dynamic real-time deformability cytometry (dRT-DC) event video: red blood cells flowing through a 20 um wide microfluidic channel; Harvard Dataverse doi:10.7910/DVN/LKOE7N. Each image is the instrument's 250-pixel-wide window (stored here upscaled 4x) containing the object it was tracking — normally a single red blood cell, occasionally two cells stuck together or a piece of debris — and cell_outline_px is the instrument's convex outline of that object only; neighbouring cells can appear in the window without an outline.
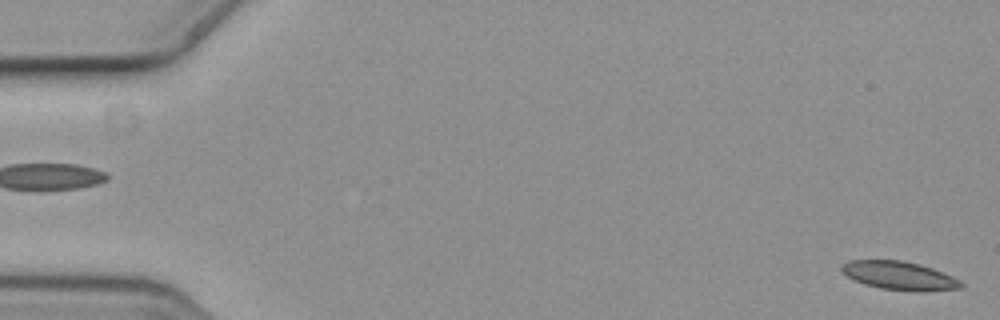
{"species": "common noctule bat (a hibernating species)", "species_latin": "Nyctalus noctula", "temperature_condition": "cold", "stored_images_in_passage": 4, "camera_frame_rate_fps": 3000, "um_per_image_px": 0.085, "animal": {"sex": "female", "body_mass_g": 19.3, "forearm_length_mm": 54.1}, "frame": {"image": 1, "passage_image": 1, "time_ms": 0.0, "image_size_px": [1000, 320], "cell_outline_px": [[964, 288], [924, 292], [916, 292], [880, 288], [864, 284], [840, 272], [840, 264], [848, 260], [900, 260], [920, 264], [932, 268], [952, 276], [960, 280], [964, 284]], "centroid_in_image_um": [76.45, 23.44], "position_along_channel_um": 8.5, "area_um2": 20.11}}